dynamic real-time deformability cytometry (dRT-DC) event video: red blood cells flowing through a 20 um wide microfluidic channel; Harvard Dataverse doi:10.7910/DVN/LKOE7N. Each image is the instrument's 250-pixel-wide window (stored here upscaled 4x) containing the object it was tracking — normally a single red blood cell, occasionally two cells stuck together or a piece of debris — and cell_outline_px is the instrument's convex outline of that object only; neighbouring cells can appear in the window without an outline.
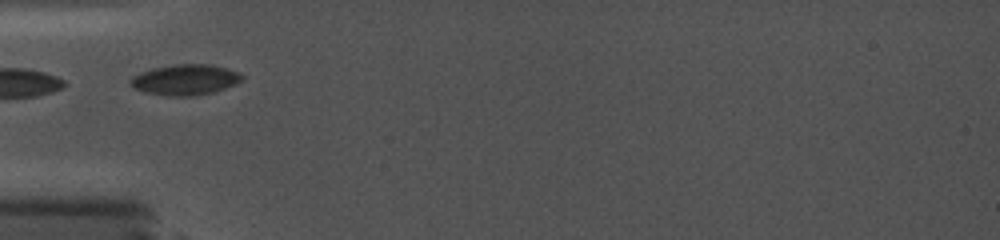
{"species": "common noctule bat (a hibernating species)", "species_latin": "Nyctalus noctula", "temperature_condition": "cold", "stored_images_in_passage": 1, "camera_frame_rate_fps": 5000, "um_per_image_px": 0.085, "animal": {"sex": "female", "body_mass_g": 19.0, "forearm_length_mm": 56.7}, "frame": {"image": 1, "passage_image": 1, "time_ms": 0.0, "image_size_px": [1000, 240], "cell_outline_px": [[244, 80], [236, 84], [212, 92], [192, 96], [168, 96], [148, 92], [136, 88], [128, 84], [128, 80], [132, 76], [140, 72], [152, 68], [172, 64], [208, 64], [240, 72], [244, 76]], "centroid_in_image_um": [15.74, 6.76], "position_along_channel_um": 69.3, "area_um2": 19.94}}